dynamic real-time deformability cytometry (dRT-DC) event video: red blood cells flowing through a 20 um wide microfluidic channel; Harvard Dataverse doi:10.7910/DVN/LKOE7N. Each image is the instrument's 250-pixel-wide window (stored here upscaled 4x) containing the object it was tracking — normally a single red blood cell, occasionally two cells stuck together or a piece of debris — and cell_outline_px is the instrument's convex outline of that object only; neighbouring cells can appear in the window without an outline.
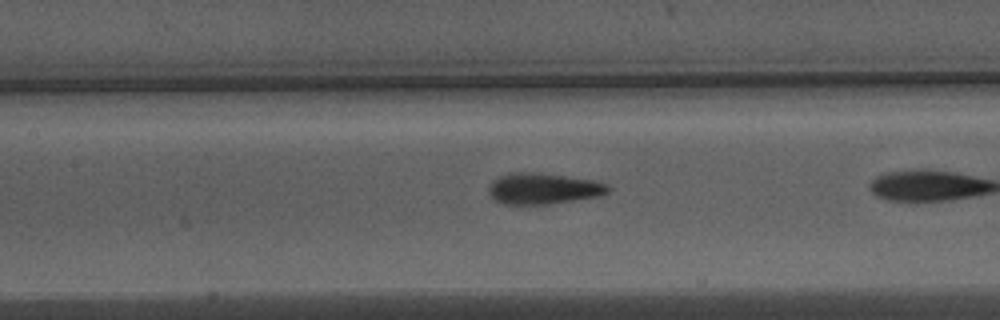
{"species": "Egyptian fruit bat (a non-hibernating species)", "species_latin": "Rousettus aegyptiacus", "temperature_condition": "warm", "stored_images_in_passage": 13, "camera_frame_rate_fps": 3000, "um_per_image_px": 0.085, "animal": {"sex": "male"}, "frame": {"image": 1, "passage_image": 8, "time_ms": 2.333, "image_size_px": [1000, 320], "cell_outline_px": [[612, 188], [608, 192], [600, 196], [548, 204], [504, 204], [496, 200], [488, 192], [488, 188], [492, 180], [500, 176], [516, 172], [524, 172], [560, 176], [592, 180], [608, 184]], "centroid_in_image_um": [46.18, 16.04], "position_along_channel_um": 161.2, "area_um2": 21.21}}
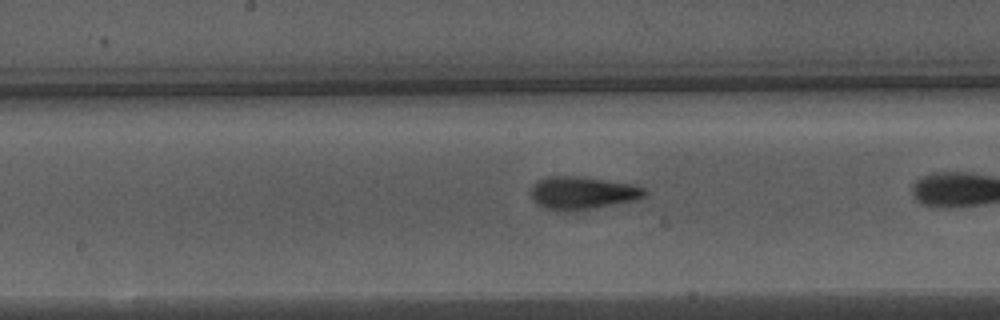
{"frame": {"image": 2, "passage_image": 11, "time_ms": 3.333, "image_size_px": [1000, 320], "cell_outline_px": [[648, 196], [636, 200], [568, 212], [560, 212], [544, 208], [536, 204], [532, 200], [532, 184], [536, 180], [548, 176], [580, 176], [632, 184], [644, 188], [648, 192]], "centroid_in_image_um": [49.48, 16.4], "position_along_channel_um": 198.7, "area_um2": 22.02}}